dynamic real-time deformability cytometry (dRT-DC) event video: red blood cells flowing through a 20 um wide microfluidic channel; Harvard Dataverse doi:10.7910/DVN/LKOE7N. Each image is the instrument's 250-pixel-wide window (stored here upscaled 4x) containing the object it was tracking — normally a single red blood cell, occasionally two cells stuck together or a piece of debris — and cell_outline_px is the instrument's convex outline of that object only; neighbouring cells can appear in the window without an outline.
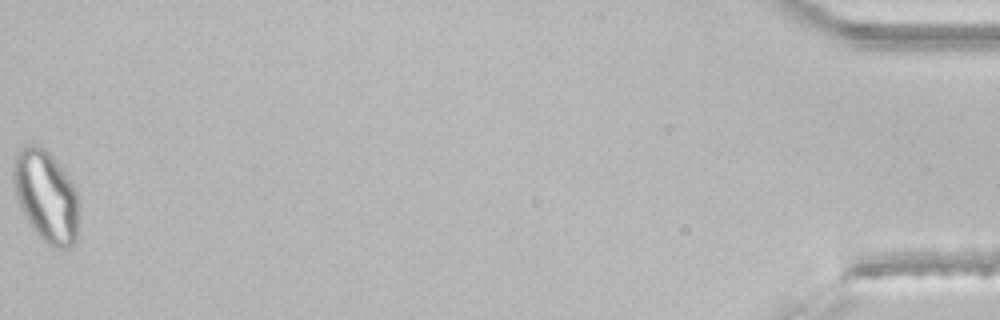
{"species": "common noctule bat (a hibernating species)", "species_latin": "Nyctalus noctula", "temperature_condition": "room temperature", "stored_images_in_passage": 48, "segment_of_instrument_passage": [2, 2], "camera_frame_rate_fps": 3000, "um_per_image_px": 0.085, "animal": {"sex": "male", "body_mass_g": 21.5, "forearm_length_mm": 52.0}, "frame": {"image": 1, "passage_image": 48, "time_ms": 15.667, "image_size_px": [1000, 320], "cell_outline_px": [[76, 240], [68, 248], [56, 248], [48, 244], [32, 228], [16, 196], [12, 180], [12, 168], [16, 152], [24, 144], [36, 144], [44, 148], [52, 156], [68, 176], [76, 188]], "centroid_in_image_um": [3.87, 16.61], "position_along_channel_um": 431.3, "area_um2": 34.45}}